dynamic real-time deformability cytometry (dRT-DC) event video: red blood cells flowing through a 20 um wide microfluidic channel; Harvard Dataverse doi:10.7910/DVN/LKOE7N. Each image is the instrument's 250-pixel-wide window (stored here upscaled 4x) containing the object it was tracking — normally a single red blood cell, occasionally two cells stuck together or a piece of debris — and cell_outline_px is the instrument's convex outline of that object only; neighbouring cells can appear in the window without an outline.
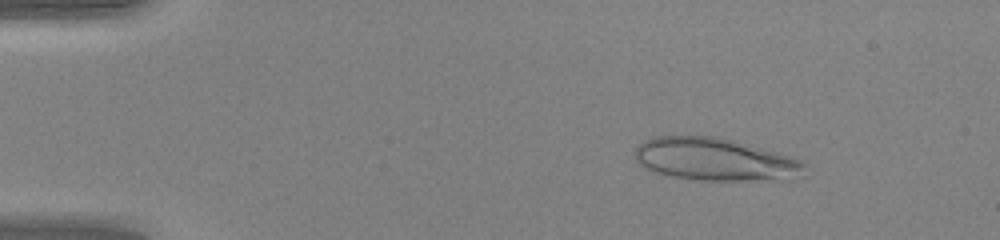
{"species": "human", "species_latin": "Homo sapiens", "temperature_condition": "warm", "stored_images_in_passage": 44, "camera_frame_rate_fps": 3000, "um_per_image_px": 0.085, "donor": {"sex": "female"}, "frame": {"image": 1, "passage_image": 3, "time_ms": 0.667, "image_size_px": [1000, 240], "cell_outline_px": [[808, 164], [804, 176], [792, 180], [700, 180], [672, 176], [656, 172], [644, 168], [636, 160], [636, 148], [644, 140], [652, 136], [716, 136], [736, 140], [804, 160]], "centroid_in_image_um": [60.88, 13.55], "position_along_channel_um": 24.1, "area_um2": 42.83}}
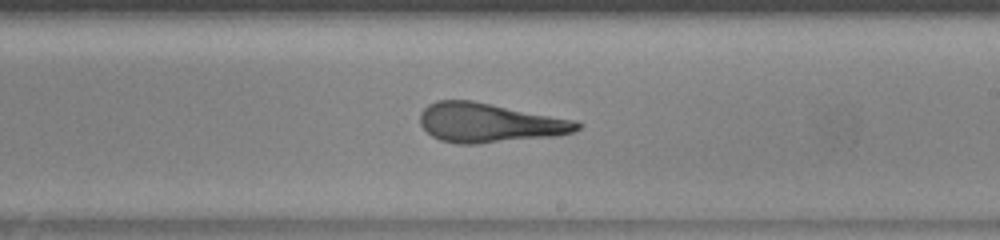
{"frame": {"image": 2, "passage_image": 25, "time_ms": 8.0, "image_size_px": [1000, 240], "cell_outline_px": [[584, 124], [580, 128], [572, 132], [556, 136], [480, 144], [456, 144], [440, 140], [432, 136], [420, 124], [420, 112], [428, 104], [436, 100], [472, 100], [576, 120]], "centroid_in_image_um": [41.6, 10.44], "position_along_channel_um": 247.4, "area_um2": 36.3}}
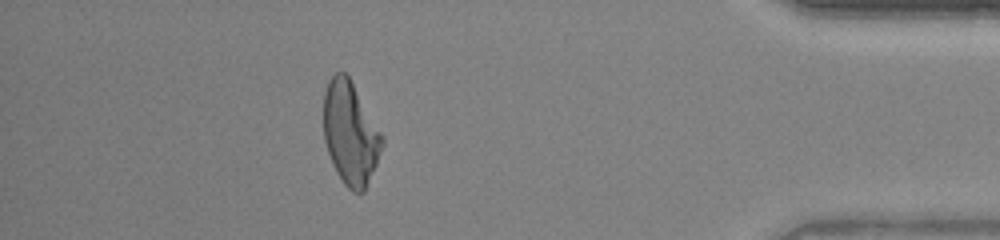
{"frame": {"image": 3, "passage_image": 39, "time_ms": 12.667, "image_size_px": [1000, 240], "cell_outline_px": [[384, 144], [376, 164], [364, 192], [352, 192], [344, 184], [336, 172], [332, 164], [324, 140], [324, 92], [328, 80], [336, 72], [344, 72], [348, 76], [384, 136]], "centroid_in_image_um": [29.78, 11.34], "position_along_channel_um": 405.4, "area_um2": 35.03}, "authors_computed_cell_mechanics": {"area_um2": 36.2695, "velocity_mm_per_s": 4.277, "shape_relaxation_time_tau1_ms": null, "shape_relaxation_time_tau2_ms": 1.3469, "deformation_change_tau1": null, "deformation_change_tau2": 0.1109}}